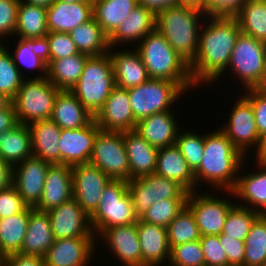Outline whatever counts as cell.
<instances>
[{
  "label": "cell",
  "instance_id": "34",
  "mask_svg": "<svg viewBox=\"0 0 266 266\" xmlns=\"http://www.w3.org/2000/svg\"><path fill=\"white\" fill-rule=\"evenodd\" d=\"M32 142L28 125L17 124L0 133V156L11 166L31 157Z\"/></svg>",
  "mask_w": 266,
  "mask_h": 266
},
{
  "label": "cell",
  "instance_id": "55",
  "mask_svg": "<svg viewBox=\"0 0 266 266\" xmlns=\"http://www.w3.org/2000/svg\"><path fill=\"white\" fill-rule=\"evenodd\" d=\"M0 266H45L44 257L14 253L2 258Z\"/></svg>",
  "mask_w": 266,
  "mask_h": 266
},
{
  "label": "cell",
  "instance_id": "4",
  "mask_svg": "<svg viewBox=\"0 0 266 266\" xmlns=\"http://www.w3.org/2000/svg\"><path fill=\"white\" fill-rule=\"evenodd\" d=\"M135 48L150 78L176 82L185 92L196 86L190 75L189 64L175 52L156 28Z\"/></svg>",
  "mask_w": 266,
  "mask_h": 266
},
{
  "label": "cell",
  "instance_id": "44",
  "mask_svg": "<svg viewBox=\"0 0 266 266\" xmlns=\"http://www.w3.org/2000/svg\"><path fill=\"white\" fill-rule=\"evenodd\" d=\"M5 47H0V93L12 101L26 77L21 74L12 54Z\"/></svg>",
  "mask_w": 266,
  "mask_h": 266
},
{
  "label": "cell",
  "instance_id": "35",
  "mask_svg": "<svg viewBox=\"0 0 266 266\" xmlns=\"http://www.w3.org/2000/svg\"><path fill=\"white\" fill-rule=\"evenodd\" d=\"M93 18L110 37L138 5L137 0H92Z\"/></svg>",
  "mask_w": 266,
  "mask_h": 266
},
{
  "label": "cell",
  "instance_id": "46",
  "mask_svg": "<svg viewBox=\"0 0 266 266\" xmlns=\"http://www.w3.org/2000/svg\"><path fill=\"white\" fill-rule=\"evenodd\" d=\"M205 135L196 132L181 130L178 133L175 145L194 172L201 164L204 154Z\"/></svg>",
  "mask_w": 266,
  "mask_h": 266
},
{
  "label": "cell",
  "instance_id": "12",
  "mask_svg": "<svg viewBox=\"0 0 266 266\" xmlns=\"http://www.w3.org/2000/svg\"><path fill=\"white\" fill-rule=\"evenodd\" d=\"M199 190L189 192L186 205L192 211L197 222L201 236H219L224 228L230 209L236 204L228 202L214 194L204 192L199 194Z\"/></svg>",
  "mask_w": 266,
  "mask_h": 266
},
{
  "label": "cell",
  "instance_id": "9",
  "mask_svg": "<svg viewBox=\"0 0 266 266\" xmlns=\"http://www.w3.org/2000/svg\"><path fill=\"white\" fill-rule=\"evenodd\" d=\"M127 90L136 122L156 113L171 111L172 104L185 93L176 82L156 78Z\"/></svg>",
  "mask_w": 266,
  "mask_h": 266
},
{
  "label": "cell",
  "instance_id": "58",
  "mask_svg": "<svg viewBox=\"0 0 266 266\" xmlns=\"http://www.w3.org/2000/svg\"><path fill=\"white\" fill-rule=\"evenodd\" d=\"M137 3L152 10L156 14L165 8L178 5L179 0H137Z\"/></svg>",
  "mask_w": 266,
  "mask_h": 266
},
{
  "label": "cell",
  "instance_id": "31",
  "mask_svg": "<svg viewBox=\"0 0 266 266\" xmlns=\"http://www.w3.org/2000/svg\"><path fill=\"white\" fill-rule=\"evenodd\" d=\"M94 116L78 98L68 90H59L54 102L50 120L61 129H78L87 126Z\"/></svg>",
  "mask_w": 266,
  "mask_h": 266
},
{
  "label": "cell",
  "instance_id": "60",
  "mask_svg": "<svg viewBox=\"0 0 266 266\" xmlns=\"http://www.w3.org/2000/svg\"><path fill=\"white\" fill-rule=\"evenodd\" d=\"M179 4L200 8L205 13L206 0H179Z\"/></svg>",
  "mask_w": 266,
  "mask_h": 266
},
{
  "label": "cell",
  "instance_id": "50",
  "mask_svg": "<svg viewBox=\"0 0 266 266\" xmlns=\"http://www.w3.org/2000/svg\"><path fill=\"white\" fill-rule=\"evenodd\" d=\"M20 0H0V40L15 35Z\"/></svg>",
  "mask_w": 266,
  "mask_h": 266
},
{
  "label": "cell",
  "instance_id": "33",
  "mask_svg": "<svg viewBox=\"0 0 266 266\" xmlns=\"http://www.w3.org/2000/svg\"><path fill=\"white\" fill-rule=\"evenodd\" d=\"M48 32L47 8L20 1L14 36L22 40L42 42Z\"/></svg>",
  "mask_w": 266,
  "mask_h": 266
},
{
  "label": "cell",
  "instance_id": "63",
  "mask_svg": "<svg viewBox=\"0 0 266 266\" xmlns=\"http://www.w3.org/2000/svg\"><path fill=\"white\" fill-rule=\"evenodd\" d=\"M57 1H63L68 4L79 3V2H92V0H57Z\"/></svg>",
  "mask_w": 266,
  "mask_h": 266
},
{
  "label": "cell",
  "instance_id": "59",
  "mask_svg": "<svg viewBox=\"0 0 266 266\" xmlns=\"http://www.w3.org/2000/svg\"><path fill=\"white\" fill-rule=\"evenodd\" d=\"M256 148V163L266 164V132L259 136Z\"/></svg>",
  "mask_w": 266,
  "mask_h": 266
},
{
  "label": "cell",
  "instance_id": "41",
  "mask_svg": "<svg viewBox=\"0 0 266 266\" xmlns=\"http://www.w3.org/2000/svg\"><path fill=\"white\" fill-rule=\"evenodd\" d=\"M264 262H266V214H261L246 236L243 266H261Z\"/></svg>",
  "mask_w": 266,
  "mask_h": 266
},
{
  "label": "cell",
  "instance_id": "62",
  "mask_svg": "<svg viewBox=\"0 0 266 266\" xmlns=\"http://www.w3.org/2000/svg\"><path fill=\"white\" fill-rule=\"evenodd\" d=\"M10 102L11 100L9 98L0 93V109L5 108Z\"/></svg>",
  "mask_w": 266,
  "mask_h": 266
},
{
  "label": "cell",
  "instance_id": "15",
  "mask_svg": "<svg viewBox=\"0 0 266 266\" xmlns=\"http://www.w3.org/2000/svg\"><path fill=\"white\" fill-rule=\"evenodd\" d=\"M47 213L55 239L95 237L89 215L74 198Z\"/></svg>",
  "mask_w": 266,
  "mask_h": 266
},
{
  "label": "cell",
  "instance_id": "29",
  "mask_svg": "<svg viewBox=\"0 0 266 266\" xmlns=\"http://www.w3.org/2000/svg\"><path fill=\"white\" fill-rule=\"evenodd\" d=\"M255 164L256 168H259L258 172L239 175L235 188L232 191L226 190V192L247 204L242 205L241 201H238L240 202L238 205L266 214V164Z\"/></svg>",
  "mask_w": 266,
  "mask_h": 266
},
{
  "label": "cell",
  "instance_id": "1",
  "mask_svg": "<svg viewBox=\"0 0 266 266\" xmlns=\"http://www.w3.org/2000/svg\"><path fill=\"white\" fill-rule=\"evenodd\" d=\"M210 22L200 28L198 49L190 66L193 83L215 82L227 70L241 29L235 16H207ZM211 19V20H210ZM210 20V21H209ZM215 80V81H214Z\"/></svg>",
  "mask_w": 266,
  "mask_h": 266
},
{
  "label": "cell",
  "instance_id": "23",
  "mask_svg": "<svg viewBox=\"0 0 266 266\" xmlns=\"http://www.w3.org/2000/svg\"><path fill=\"white\" fill-rule=\"evenodd\" d=\"M175 116L172 110L150 115L137 122L135 131L158 149L172 146L181 130Z\"/></svg>",
  "mask_w": 266,
  "mask_h": 266
},
{
  "label": "cell",
  "instance_id": "39",
  "mask_svg": "<svg viewBox=\"0 0 266 266\" xmlns=\"http://www.w3.org/2000/svg\"><path fill=\"white\" fill-rule=\"evenodd\" d=\"M243 34L266 43V3L248 0L235 15Z\"/></svg>",
  "mask_w": 266,
  "mask_h": 266
},
{
  "label": "cell",
  "instance_id": "43",
  "mask_svg": "<svg viewBox=\"0 0 266 266\" xmlns=\"http://www.w3.org/2000/svg\"><path fill=\"white\" fill-rule=\"evenodd\" d=\"M260 215L257 210L235 204L228 213L222 234L245 241L252 224Z\"/></svg>",
  "mask_w": 266,
  "mask_h": 266
},
{
  "label": "cell",
  "instance_id": "17",
  "mask_svg": "<svg viewBox=\"0 0 266 266\" xmlns=\"http://www.w3.org/2000/svg\"><path fill=\"white\" fill-rule=\"evenodd\" d=\"M50 165L32 155L13 166V186L29 207L39 203Z\"/></svg>",
  "mask_w": 266,
  "mask_h": 266
},
{
  "label": "cell",
  "instance_id": "51",
  "mask_svg": "<svg viewBox=\"0 0 266 266\" xmlns=\"http://www.w3.org/2000/svg\"><path fill=\"white\" fill-rule=\"evenodd\" d=\"M27 207L28 205L13 185L0 191V218L23 212Z\"/></svg>",
  "mask_w": 266,
  "mask_h": 266
},
{
  "label": "cell",
  "instance_id": "19",
  "mask_svg": "<svg viewBox=\"0 0 266 266\" xmlns=\"http://www.w3.org/2000/svg\"><path fill=\"white\" fill-rule=\"evenodd\" d=\"M98 237L55 239L44 255L45 266H88Z\"/></svg>",
  "mask_w": 266,
  "mask_h": 266
},
{
  "label": "cell",
  "instance_id": "36",
  "mask_svg": "<svg viewBox=\"0 0 266 266\" xmlns=\"http://www.w3.org/2000/svg\"><path fill=\"white\" fill-rule=\"evenodd\" d=\"M88 57L87 54L78 53L53 60L47 66L48 80L59 90L71 91L81 77Z\"/></svg>",
  "mask_w": 266,
  "mask_h": 266
},
{
  "label": "cell",
  "instance_id": "5",
  "mask_svg": "<svg viewBox=\"0 0 266 266\" xmlns=\"http://www.w3.org/2000/svg\"><path fill=\"white\" fill-rule=\"evenodd\" d=\"M115 87L112 60L109 53L89 56L81 77L71 92L93 115L101 109Z\"/></svg>",
  "mask_w": 266,
  "mask_h": 266
},
{
  "label": "cell",
  "instance_id": "26",
  "mask_svg": "<svg viewBox=\"0 0 266 266\" xmlns=\"http://www.w3.org/2000/svg\"><path fill=\"white\" fill-rule=\"evenodd\" d=\"M108 51L113 65L115 86L129 89L150 79L138 51ZM113 52V53H112Z\"/></svg>",
  "mask_w": 266,
  "mask_h": 266
},
{
  "label": "cell",
  "instance_id": "10",
  "mask_svg": "<svg viewBox=\"0 0 266 266\" xmlns=\"http://www.w3.org/2000/svg\"><path fill=\"white\" fill-rule=\"evenodd\" d=\"M134 213L141 218L154 203L165 199H187L189 192L177 181L155 173L127 180Z\"/></svg>",
  "mask_w": 266,
  "mask_h": 266
},
{
  "label": "cell",
  "instance_id": "45",
  "mask_svg": "<svg viewBox=\"0 0 266 266\" xmlns=\"http://www.w3.org/2000/svg\"><path fill=\"white\" fill-rule=\"evenodd\" d=\"M42 46L47 66L55 59L80 53L69 33L48 32L42 41Z\"/></svg>",
  "mask_w": 266,
  "mask_h": 266
},
{
  "label": "cell",
  "instance_id": "27",
  "mask_svg": "<svg viewBox=\"0 0 266 266\" xmlns=\"http://www.w3.org/2000/svg\"><path fill=\"white\" fill-rule=\"evenodd\" d=\"M155 174L177 181L188 192L199 190L194 172L175 144L158 149Z\"/></svg>",
  "mask_w": 266,
  "mask_h": 266
},
{
  "label": "cell",
  "instance_id": "49",
  "mask_svg": "<svg viewBox=\"0 0 266 266\" xmlns=\"http://www.w3.org/2000/svg\"><path fill=\"white\" fill-rule=\"evenodd\" d=\"M199 241L202 246L206 266H228V259L220 244L219 236H201Z\"/></svg>",
  "mask_w": 266,
  "mask_h": 266
},
{
  "label": "cell",
  "instance_id": "6",
  "mask_svg": "<svg viewBox=\"0 0 266 266\" xmlns=\"http://www.w3.org/2000/svg\"><path fill=\"white\" fill-rule=\"evenodd\" d=\"M138 221L126 180H111L104 188L90 223L95 236L108 228L133 224Z\"/></svg>",
  "mask_w": 266,
  "mask_h": 266
},
{
  "label": "cell",
  "instance_id": "28",
  "mask_svg": "<svg viewBox=\"0 0 266 266\" xmlns=\"http://www.w3.org/2000/svg\"><path fill=\"white\" fill-rule=\"evenodd\" d=\"M130 167V179L155 173L158 148L149 144L135 130L123 131Z\"/></svg>",
  "mask_w": 266,
  "mask_h": 266
},
{
  "label": "cell",
  "instance_id": "61",
  "mask_svg": "<svg viewBox=\"0 0 266 266\" xmlns=\"http://www.w3.org/2000/svg\"><path fill=\"white\" fill-rule=\"evenodd\" d=\"M20 1L28 3V4H32V5H38V6H43L45 8H48L56 0H20Z\"/></svg>",
  "mask_w": 266,
  "mask_h": 266
},
{
  "label": "cell",
  "instance_id": "57",
  "mask_svg": "<svg viewBox=\"0 0 266 266\" xmlns=\"http://www.w3.org/2000/svg\"><path fill=\"white\" fill-rule=\"evenodd\" d=\"M13 185V166L6 163L0 156V191Z\"/></svg>",
  "mask_w": 266,
  "mask_h": 266
},
{
  "label": "cell",
  "instance_id": "56",
  "mask_svg": "<svg viewBox=\"0 0 266 266\" xmlns=\"http://www.w3.org/2000/svg\"><path fill=\"white\" fill-rule=\"evenodd\" d=\"M17 124L15 107L11 101L5 108L0 109V133L14 128Z\"/></svg>",
  "mask_w": 266,
  "mask_h": 266
},
{
  "label": "cell",
  "instance_id": "16",
  "mask_svg": "<svg viewBox=\"0 0 266 266\" xmlns=\"http://www.w3.org/2000/svg\"><path fill=\"white\" fill-rule=\"evenodd\" d=\"M94 120L105 131L135 130L137 122L131 109L128 90L115 86Z\"/></svg>",
  "mask_w": 266,
  "mask_h": 266
},
{
  "label": "cell",
  "instance_id": "8",
  "mask_svg": "<svg viewBox=\"0 0 266 266\" xmlns=\"http://www.w3.org/2000/svg\"><path fill=\"white\" fill-rule=\"evenodd\" d=\"M227 69L233 70L244 89L260 88L266 74V43L240 32Z\"/></svg>",
  "mask_w": 266,
  "mask_h": 266
},
{
  "label": "cell",
  "instance_id": "2",
  "mask_svg": "<svg viewBox=\"0 0 266 266\" xmlns=\"http://www.w3.org/2000/svg\"><path fill=\"white\" fill-rule=\"evenodd\" d=\"M244 161L245 156L227 138L221 128L206 133L203 158L200 166L194 171L196 187L204 181L212 185V189L215 187L221 191H232Z\"/></svg>",
  "mask_w": 266,
  "mask_h": 266
},
{
  "label": "cell",
  "instance_id": "53",
  "mask_svg": "<svg viewBox=\"0 0 266 266\" xmlns=\"http://www.w3.org/2000/svg\"><path fill=\"white\" fill-rule=\"evenodd\" d=\"M219 241L226 253L228 266H243L245 257V241L237 240L225 234L219 235Z\"/></svg>",
  "mask_w": 266,
  "mask_h": 266
},
{
  "label": "cell",
  "instance_id": "42",
  "mask_svg": "<svg viewBox=\"0 0 266 266\" xmlns=\"http://www.w3.org/2000/svg\"><path fill=\"white\" fill-rule=\"evenodd\" d=\"M13 52L12 57L14 63L23 76H25V74L22 73L21 66L32 70L37 68L40 71L42 70V73L39 72L40 74L36 76V78L47 76V65L44 58L42 42L19 39Z\"/></svg>",
  "mask_w": 266,
  "mask_h": 266
},
{
  "label": "cell",
  "instance_id": "3",
  "mask_svg": "<svg viewBox=\"0 0 266 266\" xmlns=\"http://www.w3.org/2000/svg\"><path fill=\"white\" fill-rule=\"evenodd\" d=\"M205 15L202 9L183 4L170 6L156 13V29L189 65L198 49L202 24L199 17Z\"/></svg>",
  "mask_w": 266,
  "mask_h": 266
},
{
  "label": "cell",
  "instance_id": "20",
  "mask_svg": "<svg viewBox=\"0 0 266 266\" xmlns=\"http://www.w3.org/2000/svg\"><path fill=\"white\" fill-rule=\"evenodd\" d=\"M73 198L72 166L51 164L36 210L48 212Z\"/></svg>",
  "mask_w": 266,
  "mask_h": 266
},
{
  "label": "cell",
  "instance_id": "32",
  "mask_svg": "<svg viewBox=\"0 0 266 266\" xmlns=\"http://www.w3.org/2000/svg\"><path fill=\"white\" fill-rule=\"evenodd\" d=\"M54 241L49 214L29 207L27 232L19 253L44 257Z\"/></svg>",
  "mask_w": 266,
  "mask_h": 266
},
{
  "label": "cell",
  "instance_id": "52",
  "mask_svg": "<svg viewBox=\"0 0 266 266\" xmlns=\"http://www.w3.org/2000/svg\"><path fill=\"white\" fill-rule=\"evenodd\" d=\"M244 96L251 102L259 135L266 132V93L260 88L247 89Z\"/></svg>",
  "mask_w": 266,
  "mask_h": 266
},
{
  "label": "cell",
  "instance_id": "13",
  "mask_svg": "<svg viewBox=\"0 0 266 266\" xmlns=\"http://www.w3.org/2000/svg\"><path fill=\"white\" fill-rule=\"evenodd\" d=\"M111 180L90 162L72 166L73 198L89 217L98 207L103 190Z\"/></svg>",
  "mask_w": 266,
  "mask_h": 266
},
{
  "label": "cell",
  "instance_id": "11",
  "mask_svg": "<svg viewBox=\"0 0 266 266\" xmlns=\"http://www.w3.org/2000/svg\"><path fill=\"white\" fill-rule=\"evenodd\" d=\"M89 162L112 180H130L123 132L99 130Z\"/></svg>",
  "mask_w": 266,
  "mask_h": 266
},
{
  "label": "cell",
  "instance_id": "54",
  "mask_svg": "<svg viewBox=\"0 0 266 266\" xmlns=\"http://www.w3.org/2000/svg\"><path fill=\"white\" fill-rule=\"evenodd\" d=\"M248 0H206L207 16H235Z\"/></svg>",
  "mask_w": 266,
  "mask_h": 266
},
{
  "label": "cell",
  "instance_id": "7",
  "mask_svg": "<svg viewBox=\"0 0 266 266\" xmlns=\"http://www.w3.org/2000/svg\"><path fill=\"white\" fill-rule=\"evenodd\" d=\"M59 89L47 78L24 79L12 100L19 124L49 120Z\"/></svg>",
  "mask_w": 266,
  "mask_h": 266
},
{
  "label": "cell",
  "instance_id": "48",
  "mask_svg": "<svg viewBox=\"0 0 266 266\" xmlns=\"http://www.w3.org/2000/svg\"><path fill=\"white\" fill-rule=\"evenodd\" d=\"M167 262L170 266H206L199 240L171 247Z\"/></svg>",
  "mask_w": 266,
  "mask_h": 266
},
{
  "label": "cell",
  "instance_id": "47",
  "mask_svg": "<svg viewBox=\"0 0 266 266\" xmlns=\"http://www.w3.org/2000/svg\"><path fill=\"white\" fill-rule=\"evenodd\" d=\"M187 199H165L154 203L140 218L150 224L167 227L186 205Z\"/></svg>",
  "mask_w": 266,
  "mask_h": 266
},
{
  "label": "cell",
  "instance_id": "40",
  "mask_svg": "<svg viewBox=\"0 0 266 266\" xmlns=\"http://www.w3.org/2000/svg\"><path fill=\"white\" fill-rule=\"evenodd\" d=\"M169 247L199 240L201 233L190 208L185 205L166 227Z\"/></svg>",
  "mask_w": 266,
  "mask_h": 266
},
{
  "label": "cell",
  "instance_id": "14",
  "mask_svg": "<svg viewBox=\"0 0 266 266\" xmlns=\"http://www.w3.org/2000/svg\"><path fill=\"white\" fill-rule=\"evenodd\" d=\"M240 97L234 103L230 118L221 130L233 145L247 156V149L257 146L260 135L251 102L243 94Z\"/></svg>",
  "mask_w": 266,
  "mask_h": 266
},
{
  "label": "cell",
  "instance_id": "22",
  "mask_svg": "<svg viewBox=\"0 0 266 266\" xmlns=\"http://www.w3.org/2000/svg\"><path fill=\"white\" fill-rule=\"evenodd\" d=\"M93 18V3L68 4L55 1L47 8V28L49 32L70 33L77 26Z\"/></svg>",
  "mask_w": 266,
  "mask_h": 266
},
{
  "label": "cell",
  "instance_id": "18",
  "mask_svg": "<svg viewBox=\"0 0 266 266\" xmlns=\"http://www.w3.org/2000/svg\"><path fill=\"white\" fill-rule=\"evenodd\" d=\"M99 130L94 119L85 127L62 129L59 142L60 164L75 166L89 163Z\"/></svg>",
  "mask_w": 266,
  "mask_h": 266
},
{
  "label": "cell",
  "instance_id": "24",
  "mask_svg": "<svg viewBox=\"0 0 266 266\" xmlns=\"http://www.w3.org/2000/svg\"><path fill=\"white\" fill-rule=\"evenodd\" d=\"M139 244L142 254V266H160L169 260L170 247L166 227L137 221Z\"/></svg>",
  "mask_w": 266,
  "mask_h": 266
},
{
  "label": "cell",
  "instance_id": "64",
  "mask_svg": "<svg viewBox=\"0 0 266 266\" xmlns=\"http://www.w3.org/2000/svg\"><path fill=\"white\" fill-rule=\"evenodd\" d=\"M260 89L266 93V78L265 81L263 82V85L260 87Z\"/></svg>",
  "mask_w": 266,
  "mask_h": 266
},
{
  "label": "cell",
  "instance_id": "38",
  "mask_svg": "<svg viewBox=\"0 0 266 266\" xmlns=\"http://www.w3.org/2000/svg\"><path fill=\"white\" fill-rule=\"evenodd\" d=\"M69 34L80 53L98 56L112 50L109 37L94 18L77 26Z\"/></svg>",
  "mask_w": 266,
  "mask_h": 266
},
{
  "label": "cell",
  "instance_id": "25",
  "mask_svg": "<svg viewBox=\"0 0 266 266\" xmlns=\"http://www.w3.org/2000/svg\"><path fill=\"white\" fill-rule=\"evenodd\" d=\"M156 28V14L142 5H137L122 21L116 31L109 37V45L112 49L118 44L140 42ZM117 44V45H116Z\"/></svg>",
  "mask_w": 266,
  "mask_h": 266
},
{
  "label": "cell",
  "instance_id": "30",
  "mask_svg": "<svg viewBox=\"0 0 266 266\" xmlns=\"http://www.w3.org/2000/svg\"><path fill=\"white\" fill-rule=\"evenodd\" d=\"M33 156L50 164H60V135L62 129L52 120H38L28 124Z\"/></svg>",
  "mask_w": 266,
  "mask_h": 266
},
{
  "label": "cell",
  "instance_id": "21",
  "mask_svg": "<svg viewBox=\"0 0 266 266\" xmlns=\"http://www.w3.org/2000/svg\"><path fill=\"white\" fill-rule=\"evenodd\" d=\"M110 247V252L117 256L125 266H142V254L139 244L137 222L105 229L100 234Z\"/></svg>",
  "mask_w": 266,
  "mask_h": 266
},
{
  "label": "cell",
  "instance_id": "37",
  "mask_svg": "<svg viewBox=\"0 0 266 266\" xmlns=\"http://www.w3.org/2000/svg\"><path fill=\"white\" fill-rule=\"evenodd\" d=\"M29 206L18 214L0 218V256L19 253L27 232Z\"/></svg>",
  "mask_w": 266,
  "mask_h": 266
}]
</instances>
